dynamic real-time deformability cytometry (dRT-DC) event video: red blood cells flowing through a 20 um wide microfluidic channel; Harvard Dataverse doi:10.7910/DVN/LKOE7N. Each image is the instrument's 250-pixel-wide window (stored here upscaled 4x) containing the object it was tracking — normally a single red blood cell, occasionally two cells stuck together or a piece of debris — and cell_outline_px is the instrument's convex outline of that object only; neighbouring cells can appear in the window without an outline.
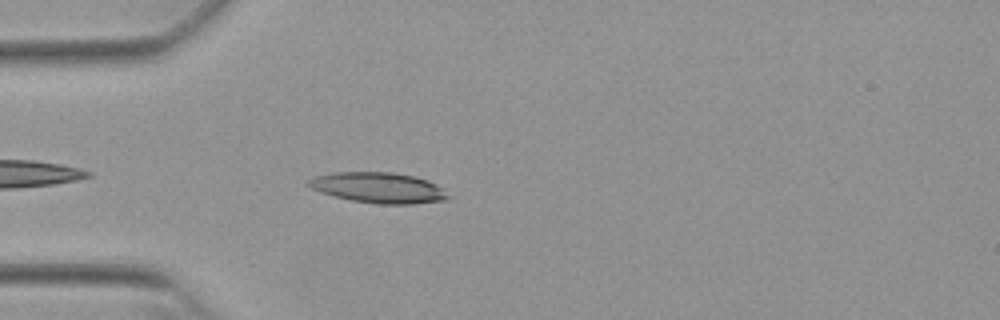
{"species": "Egyptian fruit bat (a non-hibernating species)", "species_latin": "Rousettus aegyptiacus", "temperature_condition": "warm", "stored_images_in_passage": 17, "camera_frame_rate_fps": 3000, "um_per_image_px": 0.085, "animal": {"sex": "female"}, "frame": {"image": 1, "passage_image": 3, "time_ms": 0.667, "image_size_px": [1000, 320], "cell_outline_px": [[452, 196], [444, 200], [412, 204], [380, 204], [352, 200], [320, 192], [312, 188], [308, 184], [308, 180], [316, 176], [332, 172], [392, 172], [412, 176], [428, 180], [436, 184]], "centroid_in_image_um": [32.2, 15.95], "position_along_channel_um": 52.8, "area_um2": 24.68}}
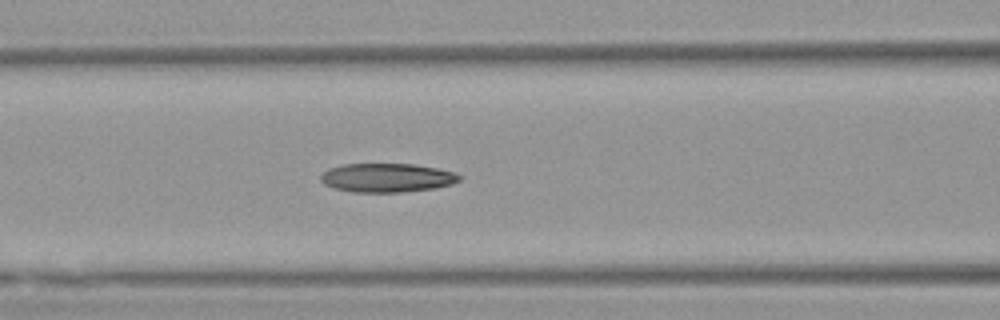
{"frame": {"image": 2, "passage_image": 10, "time_ms": 3.0, "image_size_px": [1000, 320], "cell_outline_px": [[460, 180], [452, 184], [432, 188], [400, 192], [352, 192], [332, 188], [324, 184], [320, 180], [320, 176], [328, 168], [344, 164], [412, 164], [436, 168], [452, 172], [460, 176]], "centroid_in_image_um": [32.83, 15.11], "position_along_channel_um": 133.8, "area_um2": 23.18}}
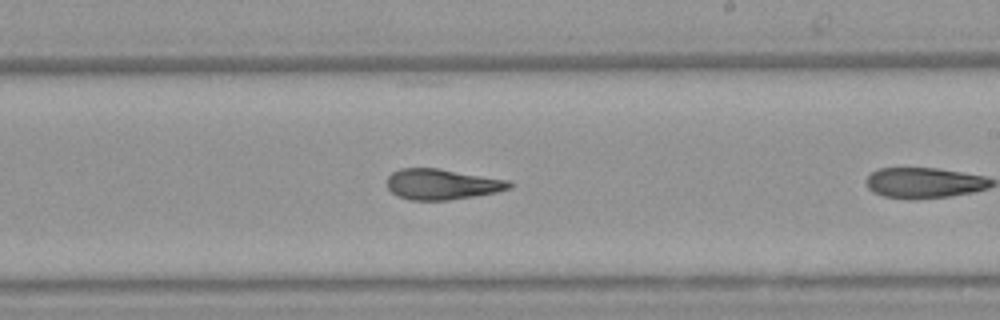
{"frame": {"image": 3, "passage_image": 16, "time_ms": 5.0, "image_size_px": [1000, 320], "cell_outline_px": [[512, 188], [496, 192], [448, 200], [412, 200], [400, 196], [392, 192], [388, 188], [388, 176], [392, 172], [400, 168], [440, 168], [508, 180], [512, 184]], "centroid_in_image_um": [37.58, 15.65], "position_along_channel_um": 251.4, "area_um2": 21.68}}